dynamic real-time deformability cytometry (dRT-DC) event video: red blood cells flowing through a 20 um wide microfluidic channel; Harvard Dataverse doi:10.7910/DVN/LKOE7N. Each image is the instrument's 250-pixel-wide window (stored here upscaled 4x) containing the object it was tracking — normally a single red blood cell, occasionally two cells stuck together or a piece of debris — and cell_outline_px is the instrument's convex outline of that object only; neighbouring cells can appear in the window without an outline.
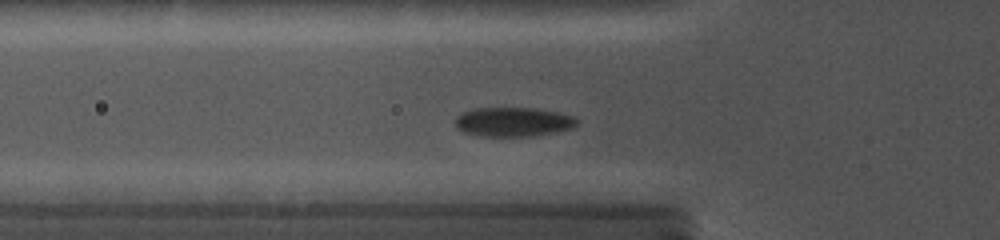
{"species": "common noctule bat (a hibernating species)", "species_latin": "Nyctalus noctula", "temperature_condition": "cold", "stored_images_in_passage": 44, "camera_frame_rate_fps": 5000, "um_per_image_px": 0.085, "animal": {"sex": "female", "body_mass_g": 19.0, "forearm_length_mm": 56.7}, "frame": {"image": 1, "passage_image": 8, "time_ms": 3.4, "image_size_px": [1000, 240], "cell_outline_px": [[580, 124], [572, 128], [536, 136], [480, 136], [464, 132], [456, 128], [456, 116], [460, 112], [476, 108], [536, 108], [560, 112], [572, 116], [580, 120]], "centroid_in_image_um": [43.65, 10.36], "position_along_channel_um": 82.1, "area_um2": 21.04}}
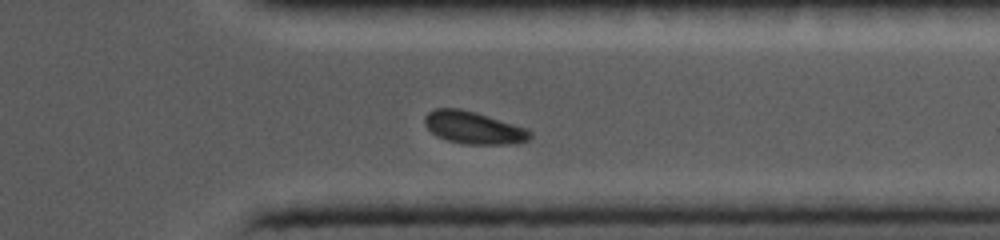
{"frame": {"image": 2, "passage_image": 34, "time_ms": 10.8, "image_size_px": [1000, 240], "cell_outline_px": [[532, 136], [528, 140], [520, 144], [464, 144], [448, 140], [436, 136], [424, 124], [424, 116], [428, 112], [436, 108], [460, 108], [476, 112], [528, 128], [532, 132]], "centroid_in_image_um": [40.29, 10.85], "position_along_channel_um": 371.1, "area_um2": 20.17}}
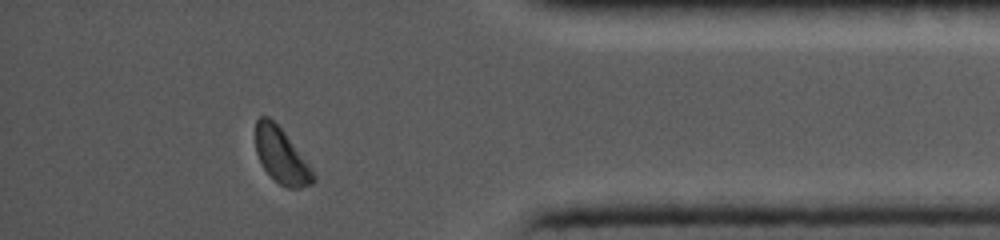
{"frame": {"image": 3, "passage_image": 39, "time_ms": 12.2, "image_size_px": [1000, 240], "cell_outline_px": [[316, 180], [312, 184], [300, 188], [288, 188], [280, 184], [264, 168], [256, 152], [256, 120], [260, 116], [268, 116], [284, 132], [312, 168], [316, 176]], "centroid_in_image_um": [23.94, 13.25], "position_along_channel_um": 411.3, "area_um2": 18.26}}